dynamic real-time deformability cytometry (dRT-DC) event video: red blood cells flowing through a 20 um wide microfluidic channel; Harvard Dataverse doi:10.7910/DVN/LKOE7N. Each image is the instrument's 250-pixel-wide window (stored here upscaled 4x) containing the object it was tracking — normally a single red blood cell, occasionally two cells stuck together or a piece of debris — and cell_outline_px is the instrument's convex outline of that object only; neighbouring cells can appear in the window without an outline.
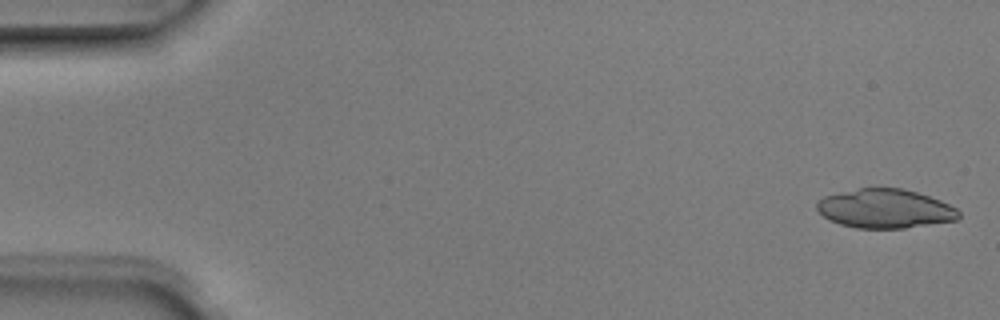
{"species": "Egyptian fruit bat (a non-hibernating species)", "species_latin": "Rousettus aegyptiacus", "temperature_condition": "room temperature", "stored_images_in_passage": 8, "camera_frame_rate_fps": 3000, "um_per_image_px": 0.085, "animal": {"sex": "male"}, "frame": {"image": 1, "passage_image": 1, "time_ms": 0.0, "image_size_px": [1000, 320], "cell_outline_px": [[960, 216], [956, 220], [904, 228], [856, 228], [840, 224], [828, 220], [816, 208], [816, 204], [824, 196], [840, 192], [860, 188], [904, 188], [940, 200], [956, 208], [960, 212]], "centroid_in_image_um": [75.22, 17.73], "position_along_channel_um": 9.8, "area_um2": 32.14}}
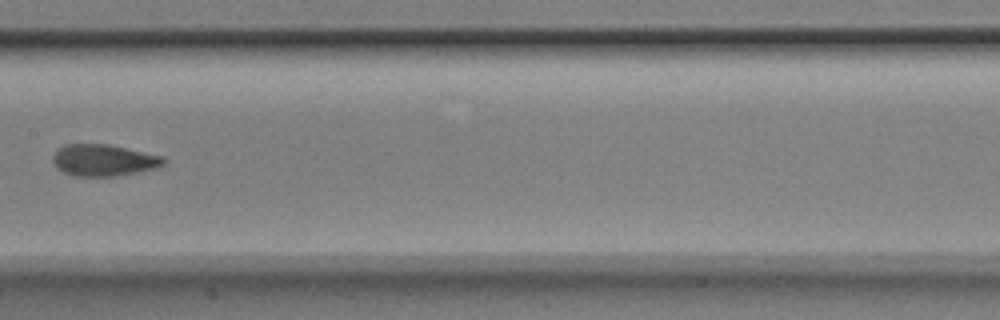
{"frame": {"image": 2, "passage_image": 8, "time_ms": 2.333, "image_size_px": [1000, 320], "cell_outline_px": [[168, 164], [156, 168], [136, 172], [112, 176], [72, 176], [56, 168], [52, 160], [52, 156], [56, 148], [64, 144], [108, 144], [164, 156], [168, 160]], "centroid_in_image_um": [8.81, 13.61], "position_along_channel_um": 198.6, "area_um2": 20.75}}